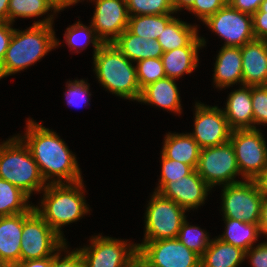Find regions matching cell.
Listing matches in <instances>:
<instances>
[{
  "label": "cell",
  "instance_id": "f1b7e54d",
  "mask_svg": "<svg viewBox=\"0 0 267 267\" xmlns=\"http://www.w3.org/2000/svg\"><path fill=\"white\" fill-rule=\"evenodd\" d=\"M173 17L171 14L129 16L127 29L132 34L145 39L157 40Z\"/></svg>",
  "mask_w": 267,
  "mask_h": 267
},
{
  "label": "cell",
  "instance_id": "ab89813d",
  "mask_svg": "<svg viewBox=\"0 0 267 267\" xmlns=\"http://www.w3.org/2000/svg\"><path fill=\"white\" fill-rule=\"evenodd\" d=\"M245 258L250 259L251 267H267V241L252 246L245 252Z\"/></svg>",
  "mask_w": 267,
  "mask_h": 267
},
{
  "label": "cell",
  "instance_id": "ee69618b",
  "mask_svg": "<svg viewBox=\"0 0 267 267\" xmlns=\"http://www.w3.org/2000/svg\"><path fill=\"white\" fill-rule=\"evenodd\" d=\"M12 267H52V256L42 259L20 261L19 263L14 264Z\"/></svg>",
  "mask_w": 267,
  "mask_h": 267
},
{
  "label": "cell",
  "instance_id": "7dc6e473",
  "mask_svg": "<svg viewBox=\"0 0 267 267\" xmlns=\"http://www.w3.org/2000/svg\"><path fill=\"white\" fill-rule=\"evenodd\" d=\"M196 0H172V5L174 8V12L177 13L181 11L183 8L185 10H189Z\"/></svg>",
  "mask_w": 267,
  "mask_h": 267
},
{
  "label": "cell",
  "instance_id": "44dd1931",
  "mask_svg": "<svg viewBox=\"0 0 267 267\" xmlns=\"http://www.w3.org/2000/svg\"><path fill=\"white\" fill-rule=\"evenodd\" d=\"M213 82L220 90L225 87L242 85L241 47L222 46L214 64Z\"/></svg>",
  "mask_w": 267,
  "mask_h": 267
},
{
  "label": "cell",
  "instance_id": "4316f807",
  "mask_svg": "<svg viewBox=\"0 0 267 267\" xmlns=\"http://www.w3.org/2000/svg\"><path fill=\"white\" fill-rule=\"evenodd\" d=\"M225 231L217 238L248 251L260 237L259 224H249L240 220L224 218Z\"/></svg>",
  "mask_w": 267,
  "mask_h": 267
},
{
  "label": "cell",
  "instance_id": "d6986e66",
  "mask_svg": "<svg viewBox=\"0 0 267 267\" xmlns=\"http://www.w3.org/2000/svg\"><path fill=\"white\" fill-rule=\"evenodd\" d=\"M23 213L0 217V266L20 262Z\"/></svg>",
  "mask_w": 267,
  "mask_h": 267
},
{
  "label": "cell",
  "instance_id": "d6a6232c",
  "mask_svg": "<svg viewBox=\"0 0 267 267\" xmlns=\"http://www.w3.org/2000/svg\"><path fill=\"white\" fill-rule=\"evenodd\" d=\"M129 16L173 14L172 0H126Z\"/></svg>",
  "mask_w": 267,
  "mask_h": 267
},
{
  "label": "cell",
  "instance_id": "5bb4252c",
  "mask_svg": "<svg viewBox=\"0 0 267 267\" xmlns=\"http://www.w3.org/2000/svg\"><path fill=\"white\" fill-rule=\"evenodd\" d=\"M194 130L189 133L199 147H213L230 140L232 129L221 108L195 103Z\"/></svg>",
  "mask_w": 267,
  "mask_h": 267
},
{
  "label": "cell",
  "instance_id": "8992f818",
  "mask_svg": "<svg viewBox=\"0 0 267 267\" xmlns=\"http://www.w3.org/2000/svg\"><path fill=\"white\" fill-rule=\"evenodd\" d=\"M150 199L144 216L143 241L177 238L181 225L187 217L186 210L156 191Z\"/></svg>",
  "mask_w": 267,
  "mask_h": 267
},
{
  "label": "cell",
  "instance_id": "8fae6325",
  "mask_svg": "<svg viewBox=\"0 0 267 267\" xmlns=\"http://www.w3.org/2000/svg\"><path fill=\"white\" fill-rule=\"evenodd\" d=\"M223 218L259 224L262 196L254 180H245L222 186Z\"/></svg>",
  "mask_w": 267,
  "mask_h": 267
},
{
  "label": "cell",
  "instance_id": "f907efd6",
  "mask_svg": "<svg viewBox=\"0 0 267 267\" xmlns=\"http://www.w3.org/2000/svg\"><path fill=\"white\" fill-rule=\"evenodd\" d=\"M257 12H266L267 13V0H264L259 7Z\"/></svg>",
  "mask_w": 267,
  "mask_h": 267
},
{
  "label": "cell",
  "instance_id": "3957f363",
  "mask_svg": "<svg viewBox=\"0 0 267 267\" xmlns=\"http://www.w3.org/2000/svg\"><path fill=\"white\" fill-rule=\"evenodd\" d=\"M83 180L74 183H50L42 190L43 198L35 211L65 241L64 225L76 222L90 213L84 194Z\"/></svg>",
  "mask_w": 267,
  "mask_h": 267
},
{
  "label": "cell",
  "instance_id": "c3c4849f",
  "mask_svg": "<svg viewBox=\"0 0 267 267\" xmlns=\"http://www.w3.org/2000/svg\"><path fill=\"white\" fill-rule=\"evenodd\" d=\"M49 1L58 12L62 11L64 8H67L71 5L77 4L76 0H47Z\"/></svg>",
  "mask_w": 267,
  "mask_h": 267
},
{
  "label": "cell",
  "instance_id": "7a4b0ae2",
  "mask_svg": "<svg viewBox=\"0 0 267 267\" xmlns=\"http://www.w3.org/2000/svg\"><path fill=\"white\" fill-rule=\"evenodd\" d=\"M53 23L54 17L51 14L43 20L34 21L32 26L23 31L14 28L0 66V80L24 71L61 44L55 37Z\"/></svg>",
  "mask_w": 267,
  "mask_h": 267
},
{
  "label": "cell",
  "instance_id": "5b68a950",
  "mask_svg": "<svg viewBox=\"0 0 267 267\" xmlns=\"http://www.w3.org/2000/svg\"><path fill=\"white\" fill-rule=\"evenodd\" d=\"M0 178L29 197L47 186L28 147L16 135L0 144Z\"/></svg>",
  "mask_w": 267,
  "mask_h": 267
},
{
  "label": "cell",
  "instance_id": "83f0119b",
  "mask_svg": "<svg viewBox=\"0 0 267 267\" xmlns=\"http://www.w3.org/2000/svg\"><path fill=\"white\" fill-rule=\"evenodd\" d=\"M29 199L20 188L0 178V217L30 212L34 205Z\"/></svg>",
  "mask_w": 267,
  "mask_h": 267
},
{
  "label": "cell",
  "instance_id": "7bdbcfd3",
  "mask_svg": "<svg viewBox=\"0 0 267 267\" xmlns=\"http://www.w3.org/2000/svg\"><path fill=\"white\" fill-rule=\"evenodd\" d=\"M263 1L264 0H228V3L236 10L253 15L259 10L260 4Z\"/></svg>",
  "mask_w": 267,
  "mask_h": 267
},
{
  "label": "cell",
  "instance_id": "4dcf8cb0",
  "mask_svg": "<svg viewBox=\"0 0 267 267\" xmlns=\"http://www.w3.org/2000/svg\"><path fill=\"white\" fill-rule=\"evenodd\" d=\"M64 40L68 45V48H72L70 51L74 50L77 53H80V49H87L85 47L92 43L94 47L93 56L103 45V42L97 37L92 26L89 25V27H87L83 25L82 22L80 23V21H77L75 24L67 27L64 34ZM78 48L79 50H77Z\"/></svg>",
  "mask_w": 267,
  "mask_h": 267
},
{
  "label": "cell",
  "instance_id": "52a82bcc",
  "mask_svg": "<svg viewBox=\"0 0 267 267\" xmlns=\"http://www.w3.org/2000/svg\"><path fill=\"white\" fill-rule=\"evenodd\" d=\"M89 246L78 250L82 254L84 267H136L138 249L136 243L109 236L95 235Z\"/></svg>",
  "mask_w": 267,
  "mask_h": 267
},
{
  "label": "cell",
  "instance_id": "f6af8a7d",
  "mask_svg": "<svg viewBox=\"0 0 267 267\" xmlns=\"http://www.w3.org/2000/svg\"><path fill=\"white\" fill-rule=\"evenodd\" d=\"M259 232L260 235L263 234L267 236V197H262L261 204V217L259 221Z\"/></svg>",
  "mask_w": 267,
  "mask_h": 267
},
{
  "label": "cell",
  "instance_id": "ac0fdd59",
  "mask_svg": "<svg viewBox=\"0 0 267 267\" xmlns=\"http://www.w3.org/2000/svg\"><path fill=\"white\" fill-rule=\"evenodd\" d=\"M206 46L203 37L197 36L188 46L164 52L161 59L167 78L178 79L191 74L198 67V52Z\"/></svg>",
  "mask_w": 267,
  "mask_h": 267
},
{
  "label": "cell",
  "instance_id": "9c48e42d",
  "mask_svg": "<svg viewBox=\"0 0 267 267\" xmlns=\"http://www.w3.org/2000/svg\"><path fill=\"white\" fill-rule=\"evenodd\" d=\"M140 267H200L201 257L177 238L136 244Z\"/></svg>",
  "mask_w": 267,
  "mask_h": 267
},
{
  "label": "cell",
  "instance_id": "681fc988",
  "mask_svg": "<svg viewBox=\"0 0 267 267\" xmlns=\"http://www.w3.org/2000/svg\"><path fill=\"white\" fill-rule=\"evenodd\" d=\"M9 0H0V22H8Z\"/></svg>",
  "mask_w": 267,
  "mask_h": 267
},
{
  "label": "cell",
  "instance_id": "f35d334b",
  "mask_svg": "<svg viewBox=\"0 0 267 267\" xmlns=\"http://www.w3.org/2000/svg\"><path fill=\"white\" fill-rule=\"evenodd\" d=\"M227 3L228 0H196L188 11L192 12V14L194 13L200 21L204 22Z\"/></svg>",
  "mask_w": 267,
  "mask_h": 267
},
{
  "label": "cell",
  "instance_id": "484cf974",
  "mask_svg": "<svg viewBox=\"0 0 267 267\" xmlns=\"http://www.w3.org/2000/svg\"><path fill=\"white\" fill-rule=\"evenodd\" d=\"M197 25L188 24L179 18L173 17L157 38L163 52L188 46L197 36Z\"/></svg>",
  "mask_w": 267,
  "mask_h": 267
},
{
  "label": "cell",
  "instance_id": "e0dca14e",
  "mask_svg": "<svg viewBox=\"0 0 267 267\" xmlns=\"http://www.w3.org/2000/svg\"><path fill=\"white\" fill-rule=\"evenodd\" d=\"M242 85H267V46L264 40L255 39L241 47Z\"/></svg>",
  "mask_w": 267,
  "mask_h": 267
},
{
  "label": "cell",
  "instance_id": "7402d4cb",
  "mask_svg": "<svg viewBox=\"0 0 267 267\" xmlns=\"http://www.w3.org/2000/svg\"><path fill=\"white\" fill-rule=\"evenodd\" d=\"M180 98L176 79L166 77L144 87L138 102L181 114Z\"/></svg>",
  "mask_w": 267,
  "mask_h": 267
},
{
  "label": "cell",
  "instance_id": "60d3db41",
  "mask_svg": "<svg viewBox=\"0 0 267 267\" xmlns=\"http://www.w3.org/2000/svg\"><path fill=\"white\" fill-rule=\"evenodd\" d=\"M252 24L255 39L264 40L267 37V13L255 12L252 15Z\"/></svg>",
  "mask_w": 267,
  "mask_h": 267
},
{
  "label": "cell",
  "instance_id": "1f68e13d",
  "mask_svg": "<svg viewBox=\"0 0 267 267\" xmlns=\"http://www.w3.org/2000/svg\"><path fill=\"white\" fill-rule=\"evenodd\" d=\"M177 239L200 257L208 248L212 240L210 239L208 232L198 226L190 225L186 219L181 225Z\"/></svg>",
  "mask_w": 267,
  "mask_h": 267
},
{
  "label": "cell",
  "instance_id": "d4e9b609",
  "mask_svg": "<svg viewBox=\"0 0 267 267\" xmlns=\"http://www.w3.org/2000/svg\"><path fill=\"white\" fill-rule=\"evenodd\" d=\"M243 249L212 238L200 259V267H238L245 260Z\"/></svg>",
  "mask_w": 267,
  "mask_h": 267
},
{
  "label": "cell",
  "instance_id": "277c9868",
  "mask_svg": "<svg viewBox=\"0 0 267 267\" xmlns=\"http://www.w3.org/2000/svg\"><path fill=\"white\" fill-rule=\"evenodd\" d=\"M93 58V71L106 90L123 99L139 100L136 66L113 43L103 44Z\"/></svg>",
  "mask_w": 267,
  "mask_h": 267
},
{
  "label": "cell",
  "instance_id": "e575fe53",
  "mask_svg": "<svg viewBox=\"0 0 267 267\" xmlns=\"http://www.w3.org/2000/svg\"><path fill=\"white\" fill-rule=\"evenodd\" d=\"M161 175L156 192H159L168 182L177 181L187 175H189L194 169L185 163L166 158L161 153Z\"/></svg>",
  "mask_w": 267,
  "mask_h": 267
},
{
  "label": "cell",
  "instance_id": "836d02e7",
  "mask_svg": "<svg viewBox=\"0 0 267 267\" xmlns=\"http://www.w3.org/2000/svg\"><path fill=\"white\" fill-rule=\"evenodd\" d=\"M136 73L141 90L157 80L166 78L161 58H147L136 62Z\"/></svg>",
  "mask_w": 267,
  "mask_h": 267
},
{
  "label": "cell",
  "instance_id": "7c38bea8",
  "mask_svg": "<svg viewBox=\"0 0 267 267\" xmlns=\"http://www.w3.org/2000/svg\"><path fill=\"white\" fill-rule=\"evenodd\" d=\"M196 171L211 188L241 182L235 180L241 173L230 141L202 148Z\"/></svg>",
  "mask_w": 267,
  "mask_h": 267
},
{
  "label": "cell",
  "instance_id": "bcb514c9",
  "mask_svg": "<svg viewBox=\"0 0 267 267\" xmlns=\"http://www.w3.org/2000/svg\"><path fill=\"white\" fill-rule=\"evenodd\" d=\"M254 181L258 187L260 195L262 197H267V169L262 174H259Z\"/></svg>",
  "mask_w": 267,
  "mask_h": 267
},
{
  "label": "cell",
  "instance_id": "b9f144b4",
  "mask_svg": "<svg viewBox=\"0 0 267 267\" xmlns=\"http://www.w3.org/2000/svg\"><path fill=\"white\" fill-rule=\"evenodd\" d=\"M9 22H0V66L8 49L14 28Z\"/></svg>",
  "mask_w": 267,
  "mask_h": 267
},
{
  "label": "cell",
  "instance_id": "6da1fadb",
  "mask_svg": "<svg viewBox=\"0 0 267 267\" xmlns=\"http://www.w3.org/2000/svg\"><path fill=\"white\" fill-rule=\"evenodd\" d=\"M25 131L17 136L28 147L47 184L83 180L76 155L56 132L32 119H28Z\"/></svg>",
  "mask_w": 267,
  "mask_h": 267
},
{
  "label": "cell",
  "instance_id": "2e32d148",
  "mask_svg": "<svg viewBox=\"0 0 267 267\" xmlns=\"http://www.w3.org/2000/svg\"><path fill=\"white\" fill-rule=\"evenodd\" d=\"M211 189L197 171L193 170L177 181L168 182L159 193L188 211L204 204Z\"/></svg>",
  "mask_w": 267,
  "mask_h": 267
},
{
  "label": "cell",
  "instance_id": "4fadbf2b",
  "mask_svg": "<svg viewBox=\"0 0 267 267\" xmlns=\"http://www.w3.org/2000/svg\"><path fill=\"white\" fill-rule=\"evenodd\" d=\"M203 23L225 41L223 46L242 47L255 40L252 15L236 10L229 3Z\"/></svg>",
  "mask_w": 267,
  "mask_h": 267
},
{
  "label": "cell",
  "instance_id": "9a60e30c",
  "mask_svg": "<svg viewBox=\"0 0 267 267\" xmlns=\"http://www.w3.org/2000/svg\"><path fill=\"white\" fill-rule=\"evenodd\" d=\"M90 1L95 2V11L91 18L92 28L103 44L113 43L128 26L129 15L126 0Z\"/></svg>",
  "mask_w": 267,
  "mask_h": 267
},
{
  "label": "cell",
  "instance_id": "74e56055",
  "mask_svg": "<svg viewBox=\"0 0 267 267\" xmlns=\"http://www.w3.org/2000/svg\"><path fill=\"white\" fill-rule=\"evenodd\" d=\"M67 242L52 256V267H84L82 254L76 248L69 252L67 250ZM67 250V251H66ZM66 255L61 258V252Z\"/></svg>",
  "mask_w": 267,
  "mask_h": 267
},
{
  "label": "cell",
  "instance_id": "8d00e7d4",
  "mask_svg": "<svg viewBox=\"0 0 267 267\" xmlns=\"http://www.w3.org/2000/svg\"><path fill=\"white\" fill-rule=\"evenodd\" d=\"M251 101L254 116V128L256 125L267 124V85L251 86Z\"/></svg>",
  "mask_w": 267,
  "mask_h": 267
},
{
  "label": "cell",
  "instance_id": "ba28073f",
  "mask_svg": "<svg viewBox=\"0 0 267 267\" xmlns=\"http://www.w3.org/2000/svg\"><path fill=\"white\" fill-rule=\"evenodd\" d=\"M65 243L34 208L23 213L20 261L53 256Z\"/></svg>",
  "mask_w": 267,
  "mask_h": 267
},
{
  "label": "cell",
  "instance_id": "d590c367",
  "mask_svg": "<svg viewBox=\"0 0 267 267\" xmlns=\"http://www.w3.org/2000/svg\"><path fill=\"white\" fill-rule=\"evenodd\" d=\"M69 82V83H68ZM66 82L65 98L68 106L82 107L83 104L90 105L89 100L91 92H89V83L83 79H75L73 81Z\"/></svg>",
  "mask_w": 267,
  "mask_h": 267
},
{
  "label": "cell",
  "instance_id": "ffe728a7",
  "mask_svg": "<svg viewBox=\"0 0 267 267\" xmlns=\"http://www.w3.org/2000/svg\"><path fill=\"white\" fill-rule=\"evenodd\" d=\"M230 92L223 113L232 130L254 129V116L251 101V86H239Z\"/></svg>",
  "mask_w": 267,
  "mask_h": 267
},
{
  "label": "cell",
  "instance_id": "cb8c5ba5",
  "mask_svg": "<svg viewBox=\"0 0 267 267\" xmlns=\"http://www.w3.org/2000/svg\"><path fill=\"white\" fill-rule=\"evenodd\" d=\"M113 44L132 62L161 58L163 50L156 39H145L125 29Z\"/></svg>",
  "mask_w": 267,
  "mask_h": 267
},
{
  "label": "cell",
  "instance_id": "30bf717a",
  "mask_svg": "<svg viewBox=\"0 0 267 267\" xmlns=\"http://www.w3.org/2000/svg\"><path fill=\"white\" fill-rule=\"evenodd\" d=\"M243 180H254L267 169V145L259 128L232 130L230 140Z\"/></svg>",
  "mask_w": 267,
  "mask_h": 267
},
{
  "label": "cell",
  "instance_id": "603a6c76",
  "mask_svg": "<svg viewBox=\"0 0 267 267\" xmlns=\"http://www.w3.org/2000/svg\"><path fill=\"white\" fill-rule=\"evenodd\" d=\"M201 148L189 133H171L165 135L162 154L169 159H173L190 165L196 170Z\"/></svg>",
  "mask_w": 267,
  "mask_h": 267
},
{
  "label": "cell",
  "instance_id": "f546056e",
  "mask_svg": "<svg viewBox=\"0 0 267 267\" xmlns=\"http://www.w3.org/2000/svg\"><path fill=\"white\" fill-rule=\"evenodd\" d=\"M53 15L57 9L47 0H9L8 22L13 24L16 18L42 17L49 11ZM55 13V14H54Z\"/></svg>",
  "mask_w": 267,
  "mask_h": 267
}]
</instances>
